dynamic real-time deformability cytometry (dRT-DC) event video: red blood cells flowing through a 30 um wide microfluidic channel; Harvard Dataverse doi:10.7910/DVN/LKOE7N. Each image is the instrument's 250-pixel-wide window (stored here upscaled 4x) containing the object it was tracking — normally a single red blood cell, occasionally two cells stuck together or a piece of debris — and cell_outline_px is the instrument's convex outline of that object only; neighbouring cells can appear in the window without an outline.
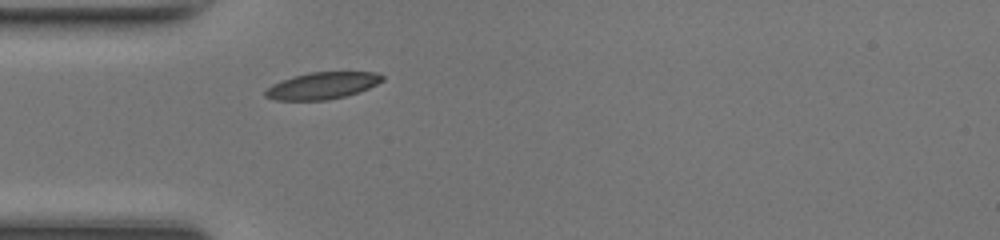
{"species": "common noctule bat (a hibernating species)", "species_latin": "Nyctalus noctula", "temperature_condition": "room temperature", "stored_images_in_passage": 29, "camera_frame_rate_fps": 3000, "um_per_image_px": 0.085, "animal": {"sex": "female", "body_mass_g": 17.0, "forearm_length_mm": 48.0}, "frame": {"image": 1, "passage_image": 1, "time_ms": 0.0, "image_size_px": [1000, 240], "cell_outline_px": [[384, 80], [368, 88], [344, 96], [328, 100], [276, 100], [264, 96], [264, 92], [272, 84], [308, 72], [376, 72], [384, 76]], "centroid_in_image_um": [27.4, 7.28], "position_along_channel_um": 57.6, "area_um2": 18.03}}
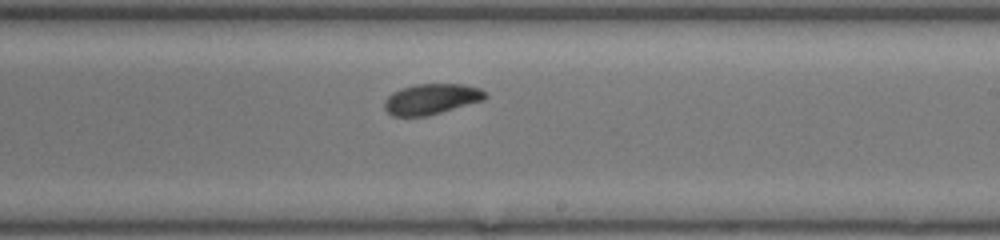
{"frame": {"image": 2, "passage_image": 15, "time_ms": 4.667, "image_size_px": [1000, 240], "cell_outline_px": [[488, 96], [484, 100], [428, 116], [392, 116], [384, 108], [384, 100], [392, 92], [400, 88], [416, 84], [464, 84], [480, 88]], "centroid_in_image_um": [36.65, 8.42], "position_along_channel_um": 252.3, "area_um2": 18.09}}
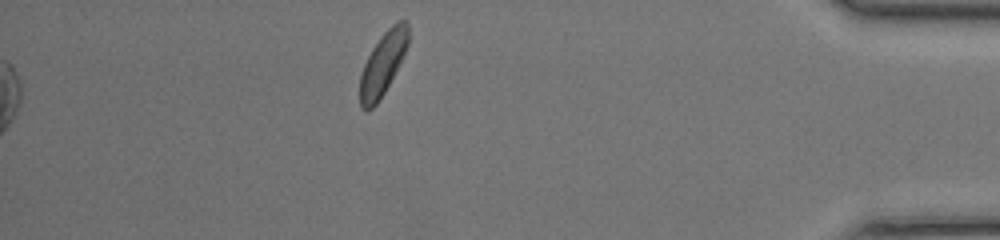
{"frame": {"image": 3, "passage_image": 29, "time_ms": 9.333, "image_size_px": [1000, 240], "cell_outline_px": [[408, 44], [384, 92], [376, 104], [368, 112], [360, 108], [360, 76], [364, 64], [372, 48], [380, 36], [396, 20], [404, 20], [408, 24]], "centroid_in_image_um": [32.51, 5.41], "position_along_channel_um": 402.7, "area_um2": 17.34}, "authors_computed_cell_mechanics": {"area_um2": 18.1492, "velocity_mm_per_s": 4.259, "shape_relaxation_time_tau1_ms": 1.2896, "shape_relaxation_time_tau2_ms": null, "deformation_change_tau1": 0.0706, "deformation_change_tau2": null}}